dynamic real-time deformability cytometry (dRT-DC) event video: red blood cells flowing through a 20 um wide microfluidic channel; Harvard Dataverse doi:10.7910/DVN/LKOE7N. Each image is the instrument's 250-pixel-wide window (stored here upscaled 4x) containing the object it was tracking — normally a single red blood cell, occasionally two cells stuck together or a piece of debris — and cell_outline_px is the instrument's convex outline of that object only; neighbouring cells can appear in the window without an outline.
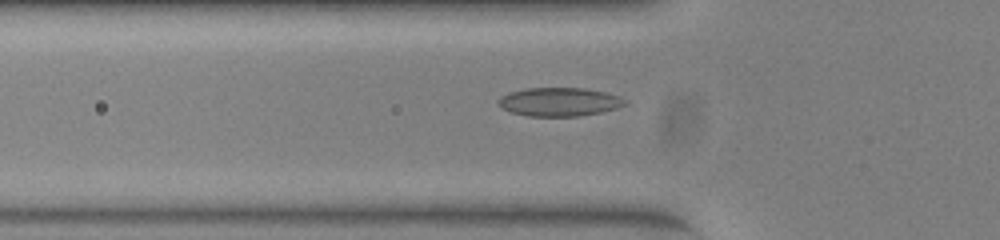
{"species": "common noctule bat (a hibernating species)", "species_latin": "Nyctalus noctula", "temperature_condition": "warm", "stored_images_in_passage": 34, "camera_frame_rate_fps": 3000, "um_per_image_px": 0.085, "animal": {"sex": "female", "body_mass_g": 23.0, "forearm_length_mm": 53.4}, "frame": {"image": 1, "passage_image": 5, "time_ms": 1.333, "image_size_px": [1000, 240], "cell_outline_px": [[628, 104], [616, 108], [600, 112], [580, 116], [528, 116], [512, 112], [496, 104], [496, 100], [500, 96], [508, 92], [528, 88], [584, 88], [604, 92], [620, 96], [628, 100]], "centroid_in_image_um": [47.54, 8.65], "position_along_channel_um": 78.3, "area_um2": 21.21}}
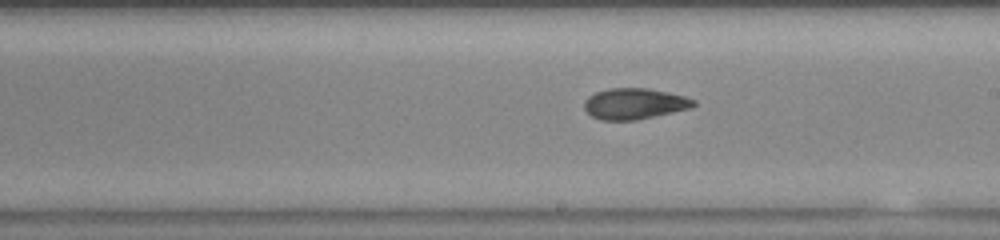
{"frame": {"image": 2, "passage_image": 17, "time_ms": 5.333, "image_size_px": [1000, 240], "cell_outline_px": [[696, 104], [692, 108], [636, 120], [600, 120], [592, 116], [584, 108], [584, 100], [588, 96], [596, 92], [608, 88], [648, 88], [684, 96], [696, 100]], "centroid_in_image_um": [53.92, 8.81], "position_along_channel_um": 235.1, "area_um2": 19.77}}
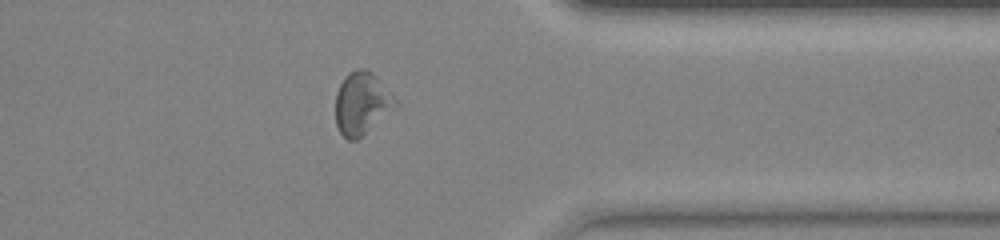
{"frame": {"image": 3, "passage_image": 29, "time_ms": 9.333, "image_size_px": [1000, 240], "cell_outline_px": [[400, 104], [396, 108], [356, 140], [348, 140], [340, 132], [336, 124], [336, 92], [340, 84], [348, 72], [356, 68], [364, 68], [372, 72], [376, 76]], "centroid_in_image_um": [30.75, 8.77], "position_along_channel_um": 380.6, "area_um2": 21.73}, "authors_computed_cell_mechanics": {"area_um2": 20.0855, "velocity_mm_per_s": 3.9105, "shape_relaxation_time_tau1_ms": null, "shape_relaxation_time_tau2_ms": 4.6513, "deformation_change_tau1": null, "deformation_change_tau2": 0.0948}}